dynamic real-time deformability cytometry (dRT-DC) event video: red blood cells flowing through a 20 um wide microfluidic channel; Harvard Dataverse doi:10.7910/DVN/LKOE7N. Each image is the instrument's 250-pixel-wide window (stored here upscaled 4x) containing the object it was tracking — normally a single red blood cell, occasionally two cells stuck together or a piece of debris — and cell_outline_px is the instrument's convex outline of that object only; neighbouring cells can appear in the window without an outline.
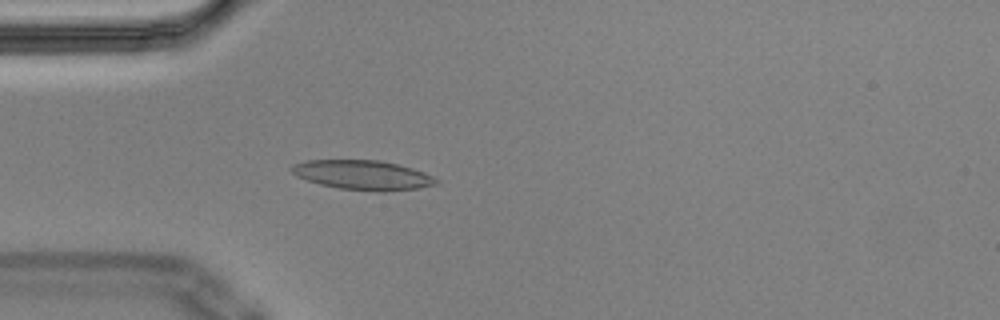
{"species": "Egyptian fruit bat (a non-hibernating species)", "species_latin": "Rousettus aegyptiacus", "temperature_condition": "cold", "stored_images_in_passage": 52, "camera_frame_rate_fps": 3000, "um_per_image_px": 0.085, "animal": {"sex": "male"}, "frame": {"image": 1, "passage_image": 12, "time_ms": 3.667, "image_size_px": [1000, 320], "cell_outline_px": [[440, 184], [420, 188], [384, 192], [376, 192], [340, 188], [320, 184], [296, 176], [288, 168], [292, 164], [308, 160], [380, 160], [412, 168], [424, 172], [440, 180]], "centroid_in_image_um": [30.87, 14.88], "position_along_channel_um": 54.1, "area_um2": 25.09}}
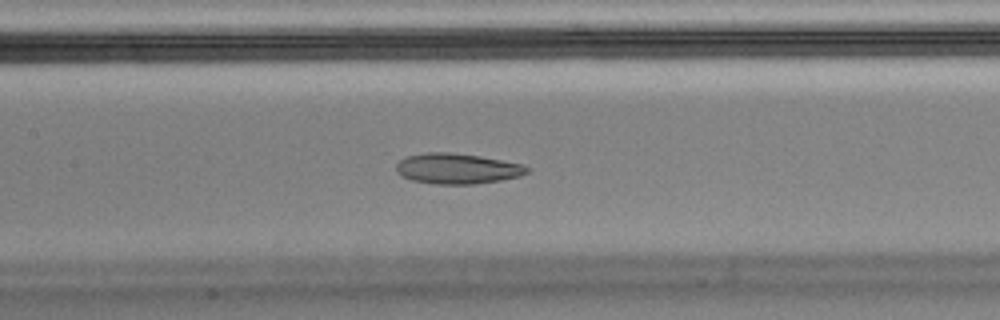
{"frame": {"image": 2, "passage_image": 22, "time_ms": 7.0, "image_size_px": [1000, 320], "cell_outline_px": [[532, 168], [528, 172], [520, 176], [500, 180], [476, 184], [436, 184], [412, 180], [396, 172], [396, 164], [400, 160], [408, 156], [428, 152], [448, 152], [480, 156], [520, 164]], "centroid_in_image_um": [38.87, 14.33], "position_along_channel_um": 168.5, "area_um2": 23.06}}
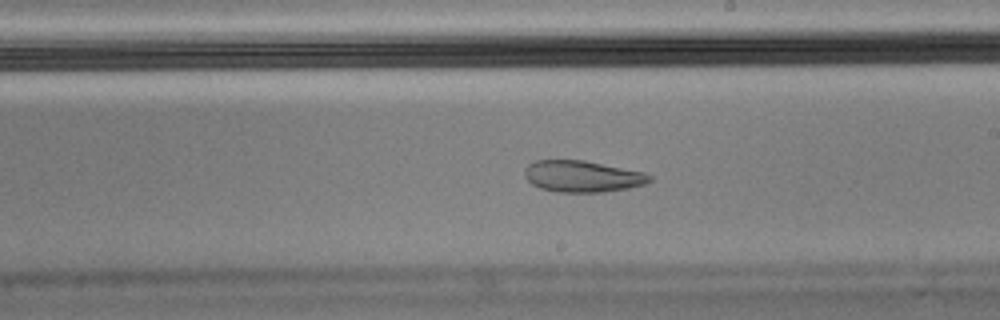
{"frame": {"image": 3, "passage_image": 28, "time_ms": 9.0, "image_size_px": [1000, 320], "cell_outline_px": [[652, 180], [644, 184], [628, 188], [604, 192], [560, 192], [540, 188], [532, 184], [524, 176], [524, 168], [528, 164], [536, 160], [584, 160], [644, 172], [652, 176]], "centroid_in_image_um": [49.49, 14.98], "position_along_channel_um": 239.5, "area_um2": 22.95}, "authors_computed_cell_mechanics": {"area_um2": 24.3049, "velocity_mm_per_s": 3.5733, "shape_relaxation_time_tau1_ms": null, "shape_relaxation_time_tau2_ms": 2.6677, "deformation_change_tau1": null, "deformation_change_tau2": 0.0765}}